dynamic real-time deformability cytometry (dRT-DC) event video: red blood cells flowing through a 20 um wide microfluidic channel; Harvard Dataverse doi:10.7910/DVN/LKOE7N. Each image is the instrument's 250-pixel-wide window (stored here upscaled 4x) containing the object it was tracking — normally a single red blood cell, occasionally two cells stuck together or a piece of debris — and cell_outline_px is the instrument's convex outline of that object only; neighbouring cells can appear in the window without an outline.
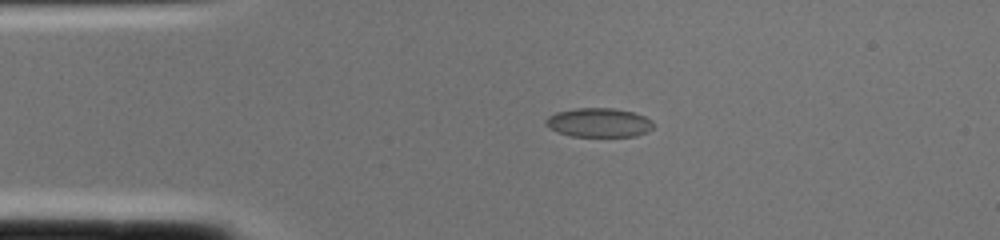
{"species": "common noctule bat (a hibernating species)", "species_latin": "Nyctalus noctula", "temperature_condition": "cold", "stored_images_in_passage": 1, "camera_frame_rate_fps": 3000, "um_per_image_px": 0.085, "animal": {"sex": "female", "body_mass_g": 22.0, "forearm_length_mm": 56.7}, "frame": {"image": 1, "passage_image": 1, "time_ms": 0.0, "image_size_px": [1000, 240], "cell_outline_px": [[656, 124], [648, 132], [636, 136], [572, 136], [556, 132], [548, 128], [544, 124], [544, 120], [548, 116], [556, 112], [576, 108], [612, 108], [632, 112], [644, 116], [652, 120]], "centroid_in_image_um": [50.89, 10.42], "position_along_channel_um": 34.1, "area_um2": 18.44}}